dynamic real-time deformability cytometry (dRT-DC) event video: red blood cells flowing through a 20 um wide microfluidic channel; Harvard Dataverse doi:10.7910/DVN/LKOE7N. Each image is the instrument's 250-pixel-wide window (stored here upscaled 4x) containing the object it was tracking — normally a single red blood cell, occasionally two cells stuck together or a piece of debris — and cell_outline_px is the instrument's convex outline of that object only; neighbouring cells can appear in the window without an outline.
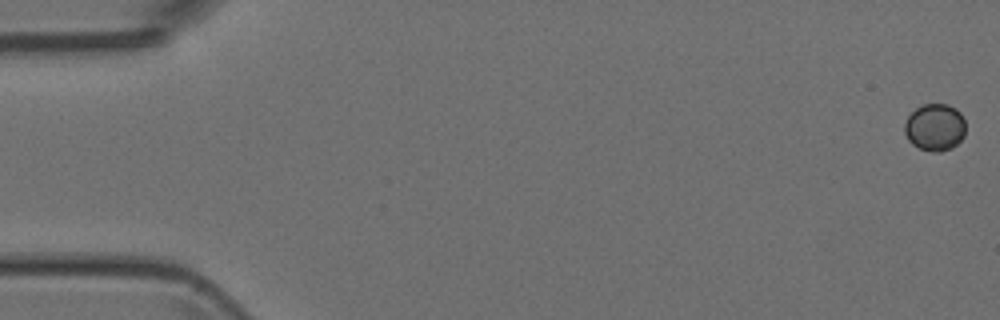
{"species": "Egyptian fruit bat (a non-hibernating species)", "species_latin": "Rousettus aegyptiacus", "temperature_condition": "room temperature", "stored_images_in_passage": 52, "camera_frame_rate_fps": 3000, "um_per_image_px": 0.085, "animal": {"sex": "female"}, "frame": {"image": 1, "passage_image": 1, "time_ms": 0.0, "image_size_px": [1000, 320], "cell_outline_px": [[964, 136], [952, 148], [940, 152], [932, 152], [920, 148], [912, 144], [908, 140], [904, 132], [904, 124], [908, 116], [916, 108], [924, 104], [948, 104], [956, 108], [960, 112], [964, 120]], "centroid_in_image_um": [79.46, 10.82], "position_along_channel_um": 5.5, "area_um2": 16.82}}
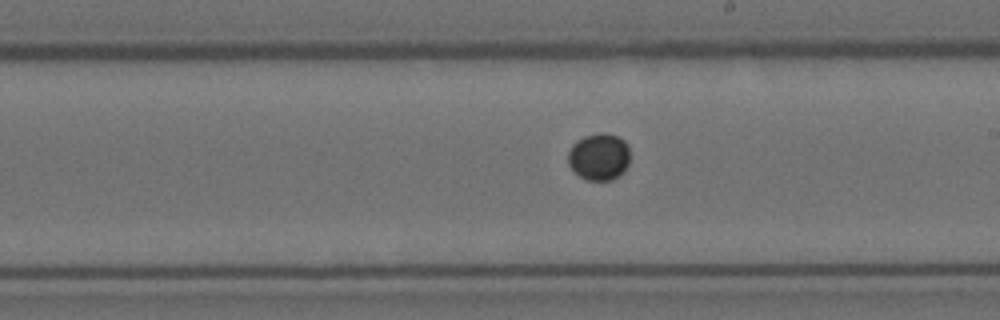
{"frame": {"image": 2, "passage_image": 30, "time_ms": 9.667, "image_size_px": [1000, 320], "cell_outline_px": [[628, 164], [624, 172], [620, 176], [612, 180], [588, 180], [580, 176], [568, 164], [568, 152], [572, 144], [576, 140], [584, 136], [604, 132], [616, 136], [624, 140], [628, 144]], "centroid_in_image_um": [50.92, 13.32], "position_along_channel_um": 238.1, "area_um2": 16.99}}
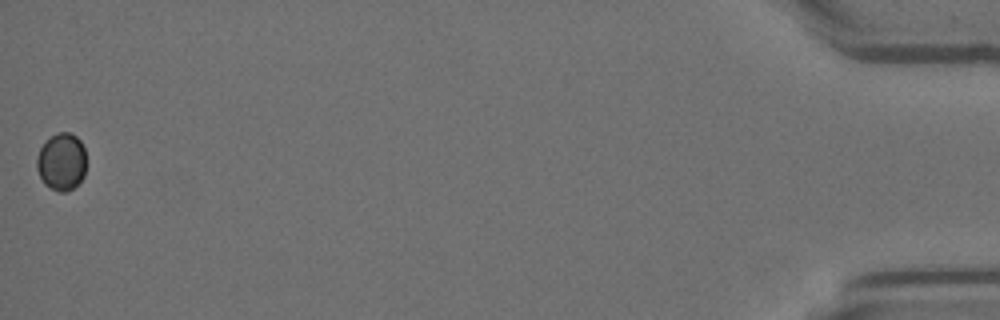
{"frame": {"image": 3, "passage_image": 52, "time_ms": 17.0, "image_size_px": [1000, 320], "cell_outline_px": [[84, 176], [68, 192], [60, 192], [44, 184], [36, 168], [36, 156], [40, 148], [56, 132], [72, 132], [80, 140], [84, 148]], "centroid_in_image_um": [5.21, 13.74], "position_along_channel_um": 430.0, "area_um2": 16.42}}